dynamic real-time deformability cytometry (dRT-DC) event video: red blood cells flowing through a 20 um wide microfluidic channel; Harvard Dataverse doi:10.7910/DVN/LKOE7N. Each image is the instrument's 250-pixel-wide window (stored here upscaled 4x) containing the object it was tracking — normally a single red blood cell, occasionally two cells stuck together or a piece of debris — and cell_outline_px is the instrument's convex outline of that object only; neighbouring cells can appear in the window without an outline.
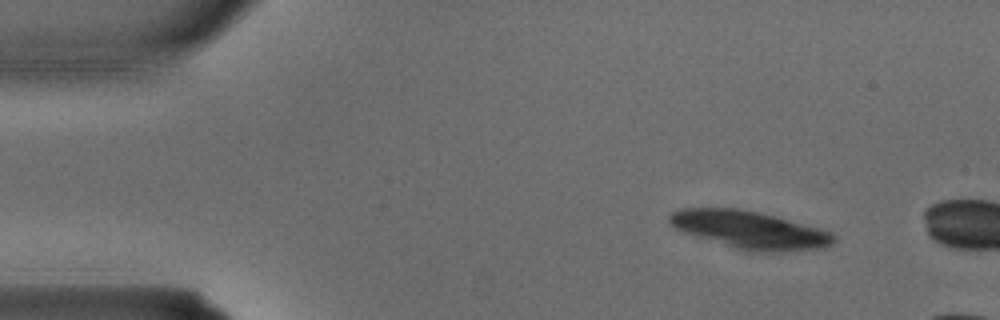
{"species": "common noctule bat (a hibernating species)", "species_latin": "Nyctalus noctula", "temperature_condition": "warm", "stored_images_in_passage": 4, "camera_frame_rate_fps": 3000, "um_per_image_px": 0.085, "animal": {"sex": "male", "body_mass_g": 15.6}, "frame": {"image": 1, "passage_image": 1, "time_ms": 0.0, "image_size_px": [1000, 320], "cell_outline_px": [[836, 240], [832, 244], [824, 248], [780, 252], [752, 252], [736, 248], [696, 236], [684, 232], [676, 228], [668, 220], [668, 216], [672, 212], [680, 208], [736, 208], [760, 212], [776, 216], [832, 232], [836, 236]], "centroid_in_image_um": [63.76, 19.54], "position_along_channel_um": 21.2, "area_um2": 36.01}}